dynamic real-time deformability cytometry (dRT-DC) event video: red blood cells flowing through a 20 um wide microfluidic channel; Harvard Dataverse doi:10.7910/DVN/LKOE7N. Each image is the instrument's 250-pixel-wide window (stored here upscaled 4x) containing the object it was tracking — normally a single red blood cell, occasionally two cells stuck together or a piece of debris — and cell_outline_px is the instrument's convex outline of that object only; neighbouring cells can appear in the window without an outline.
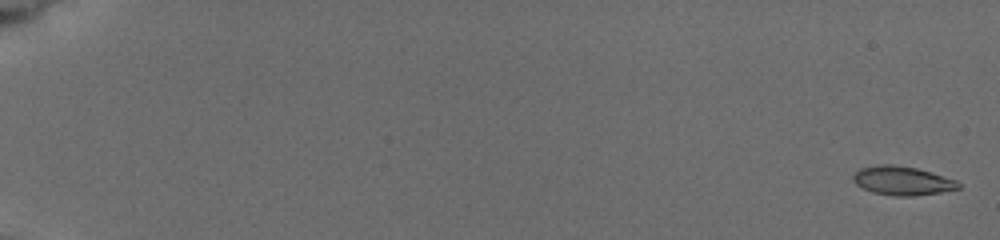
{"species": "common noctule bat (a hibernating species)", "species_latin": "Nyctalus noctula", "temperature_condition": "cold", "stored_images_in_passage": 12, "camera_frame_rate_fps": 3000, "um_per_image_px": 0.085, "animal": {"sex": "female", "body_mass_g": 19.5, "forearm_length_mm": 54.1}, "frame": {"image": 1, "passage_image": 1, "time_ms": 0.0, "image_size_px": [1000, 240], "cell_outline_px": [[960, 188], [940, 192], [912, 196], [896, 196], [872, 192], [856, 184], [852, 180], [852, 176], [860, 168], [880, 164], [892, 164], [916, 168], [932, 172], [956, 180], [960, 184]], "centroid_in_image_um": [76.69, 15.35], "position_along_channel_um": 8.3, "area_um2": 17.63}}
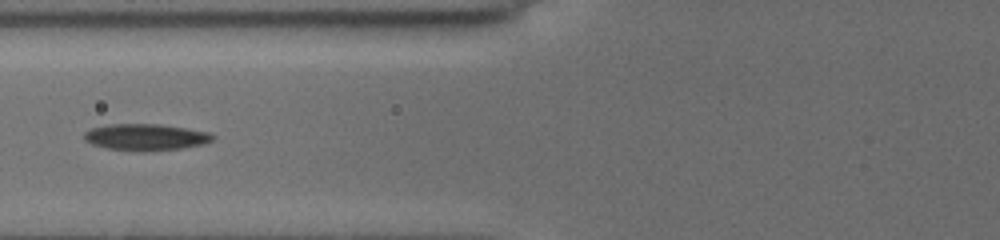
{"frame": {"image": 2, "passage_image": 9, "time_ms": 8.0, "image_size_px": [1000, 240], "cell_outline_px": [[216, 136], [212, 140], [204, 144], [184, 148], [144, 152], [108, 148], [92, 144], [84, 140], [84, 132], [92, 128], [108, 124], [160, 124], [208, 132]], "centroid_in_image_um": [12.39, 11.66], "position_along_channel_um": 113.4, "area_um2": 19.94}}
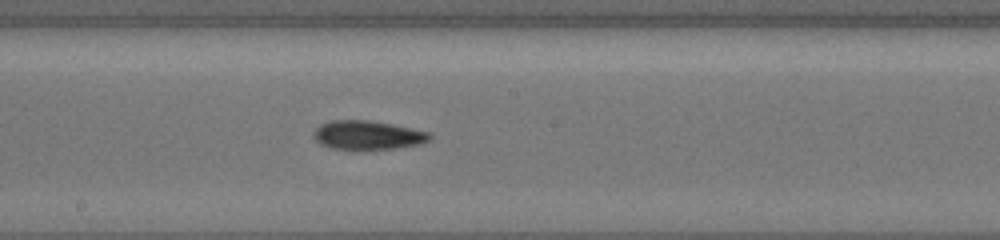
{"frame": {"image": 3, "passage_image": 12, "time_ms": 10.667, "image_size_px": [1000, 240], "cell_outline_px": [[432, 136], [428, 140], [420, 144], [392, 148], [332, 148], [320, 144], [312, 136], [312, 132], [320, 124], [332, 120], [368, 120], [392, 124], [428, 132]], "centroid_in_image_um": [31.2, 11.46], "position_along_channel_um": 217.0, "area_um2": 19.13}}